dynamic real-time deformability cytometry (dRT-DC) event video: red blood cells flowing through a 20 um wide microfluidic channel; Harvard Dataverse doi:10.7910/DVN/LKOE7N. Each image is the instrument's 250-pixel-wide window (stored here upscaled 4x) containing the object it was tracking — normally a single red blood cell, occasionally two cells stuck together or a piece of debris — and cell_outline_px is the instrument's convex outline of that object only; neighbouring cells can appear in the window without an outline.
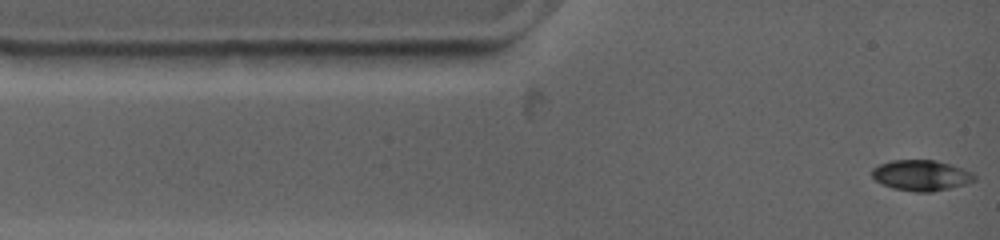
{"species": "common noctule bat (a hibernating species)", "species_latin": "Nyctalus noctula", "temperature_condition": "warm", "stored_images_in_passage": 61, "camera_frame_rate_fps": 4500, "um_per_image_px": 0.085, "animal": {"sex": "female", "body_mass_g": 19.0, "forearm_length_mm": 53.3}, "frame": {"image": 1, "passage_image": 1, "time_ms": 0.0, "image_size_px": [1000, 240], "cell_outline_px": [[976, 180], [964, 184], [932, 192], [916, 192], [892, 188], [876, 180], [872, 176], [872, 168], [880, 164], [892, 160], [936, 160], [964, 168], [972, 172], [976, 176]], "centroid_in_image_um": [78.32, 14.9], "position_along_channel_um": 6.7, "area_um2": 18.26}}
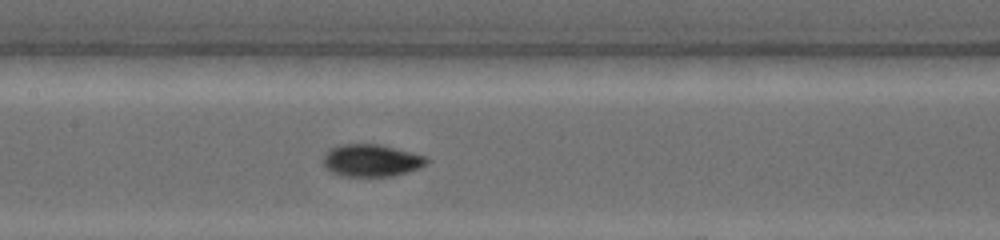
{"frame": {"image": 2, "passage_image": 31, "time_ms": 5.556, "image_size_px": [1000, 240], "cell_outline_px": [[428, 160], [420, 168], [392, 176], [340, 176], [328, 172], [324, 168], [324, 152], [328, 148], [340, 144], [380, 144], [428, 156]], "centroid_in_image_um": [31.51, 13.63], "position_along_channel_um": 175.9, "area_um2": 19.77}}
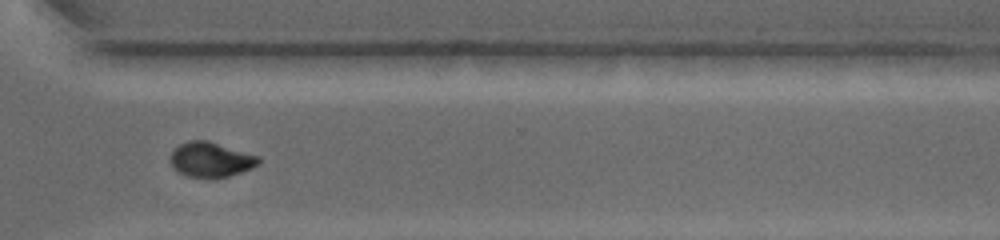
{"frame": {"image": 3, "passage_image": 60, "time_ms": 10.222, "image_size_px": [1000, 240], "cell_outline_px": [[260, 164], [252, 168], [216, 180], [188, 176], [180, 172], [168, 160], [168, 156], [180, 144], [188, 140], [208, 140], [260, 156]], "centroid_in_image_um": [17.94, 13.57], "position_along_channel_um": 352.7, "area_um2": 18.26}}